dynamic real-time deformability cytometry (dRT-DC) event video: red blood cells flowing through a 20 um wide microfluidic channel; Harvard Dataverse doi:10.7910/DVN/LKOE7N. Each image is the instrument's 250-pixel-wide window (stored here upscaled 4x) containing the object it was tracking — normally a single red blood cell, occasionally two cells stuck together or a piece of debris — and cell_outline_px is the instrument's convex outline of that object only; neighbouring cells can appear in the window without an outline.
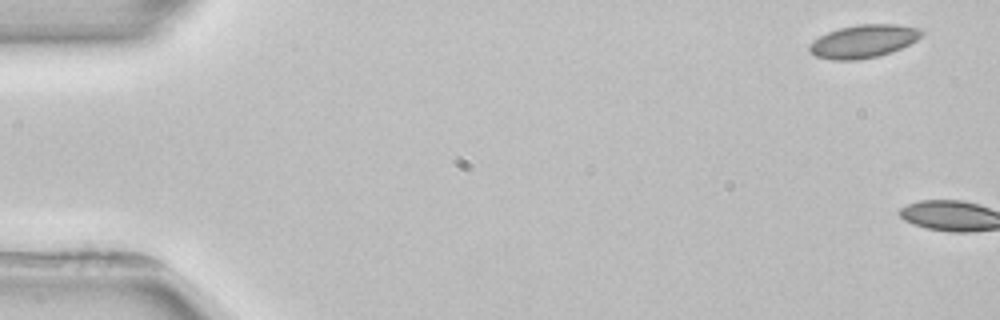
{"species": "common noctule bat (a hibernating species)", "species_latin": "Nyctalus noctula", "temperature_condition": "room temperature", "stored_images_in_passage": 4, "camera_frame_rate_fps": 3000, "um_per_image_px": 0.085, "animal": {"sex": "female", "body_mass_g": 22.7, "forearm_length_mm": 54.2}, "frame": {"image": 1, "passage_image": 1, "time_ms": 0.0, "image_size_px": [1000, 320], "cell_outline_px": [[924, 32], [916, 40], [900, 48], [876, 56], [856, 60], [832, 60], [816, 56], [808, 48], [808, 44], [820, 36], [828, 32], [840, 28], [860, 24], [896, 24], [924, 28]], "centroid_in_image_um": [73.4, 3.49], "position_along_channel_um": 11.6, "area_um2": 21.39}}
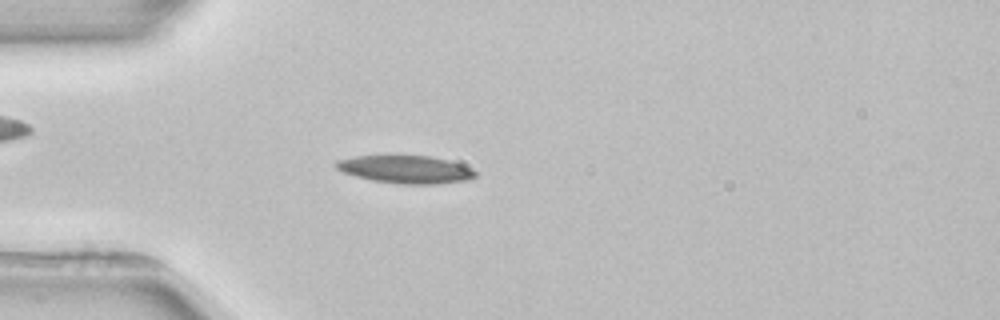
{"frame": {"image": 2, "passage_image": 4, "time_ms": 5.333, "image_size_px": [1000, 320], "cell_outline_px": [[476, 176], [464, 180], [436, 184], [400, 184], [372, 180], [356, 176], [344, 172], [336, 168], [332, 164], [336, 160], [356, 156], [396, 152], [432, 156], [448, 160], [460, 164], [476, 172]], "centroid_in_image_um": [34.38, 14.34], "position_along_channel_um": 50.6, "area_um2": 23.41}}